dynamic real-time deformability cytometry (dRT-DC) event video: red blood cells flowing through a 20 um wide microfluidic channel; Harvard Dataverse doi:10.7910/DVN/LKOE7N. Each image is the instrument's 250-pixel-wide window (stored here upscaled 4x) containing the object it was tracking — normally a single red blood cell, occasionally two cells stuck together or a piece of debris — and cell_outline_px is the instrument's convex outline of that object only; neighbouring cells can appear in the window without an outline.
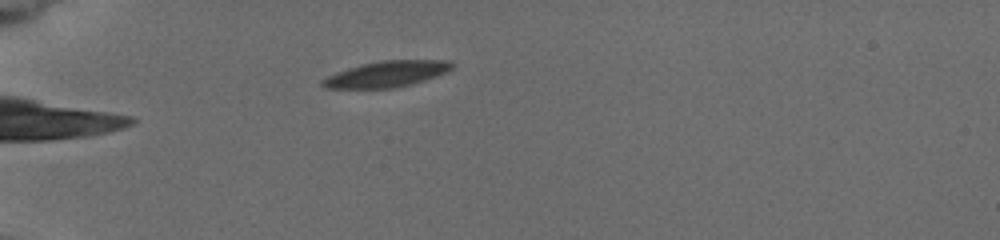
{"species": "common noctule bat (a hibernating species)", "species_latin": "Nyctalus noctula", "temperature_condition": "cold", "stored_images_in_passage": 3, "camera_frame_rate_fps": 3000, "um_per_image_px": 0.085, "animal": {"sex": "female", "body_mass_g": 19.5, "forearm_length_mm": 54.1}, "frame": {"image": 1, "passage_image": 1, "time_ms": 0.0, "image_size_px": [1000, 240], "cell_outline_px": [[456, 64], [448, 72], [412, 84], [396, 88], [324, 88], [320, 84], [320, 80], [336, 72], [360, 64], [380, 60], [448, 60]], "centroid_in_image_um": [32.88, 6.29], "position_along_channel_um": 52.1, "area_um2": 19.83}}
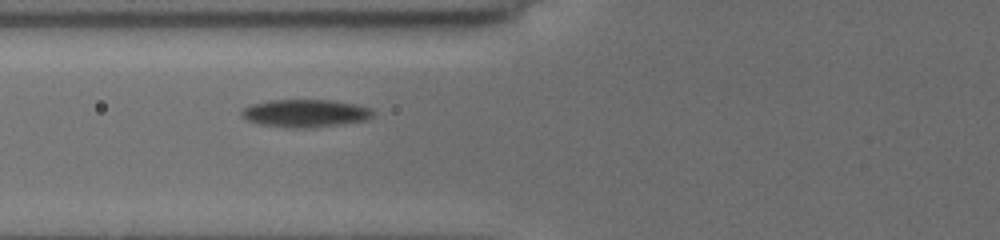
{"frame": {"image": 2, "passage_image": 3, "time_ms": 2.0, "image_size_px": [1000, 240], "cell_outline_px": [[372, 116], [364, 120], [340, 124], [304, 128], [292, 128], [260, 124], [248, 120], [240, 112], [244, 108], [252, 104], [268, 100], [336, 100], [360, 104], [372, 108]], "centroid_in_image_um": [25.98, 9.61], "position_along_channel_um": 99.8, "area_um2": 21.15}}